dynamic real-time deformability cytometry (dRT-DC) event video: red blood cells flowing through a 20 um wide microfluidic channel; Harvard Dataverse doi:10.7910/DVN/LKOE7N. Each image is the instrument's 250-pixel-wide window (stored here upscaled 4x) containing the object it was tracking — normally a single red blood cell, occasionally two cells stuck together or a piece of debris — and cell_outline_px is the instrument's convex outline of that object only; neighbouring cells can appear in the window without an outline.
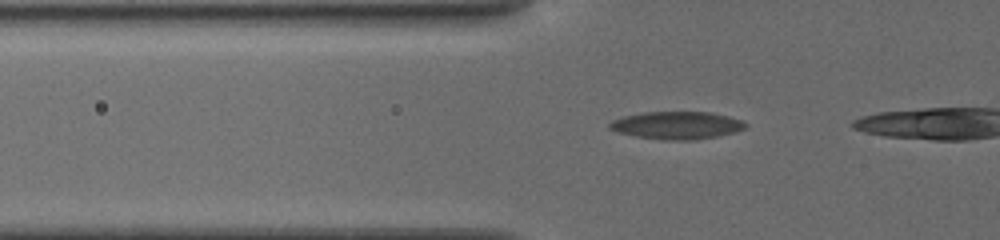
{"species": "common noctule bat (a hibernating species)", "species_latin": "Nyctalus noctula", "temperature_condition": "cold", "stored_images_in_passage": 10, "camera_frame_rate_fps": 3000, "um_per_image_px": 0.085, "animal": {"sex": "female", "body_mass_g": 19.5, "forearm_length_mm": 54.1}, "frame": {"image": 1, "passage_image": 2, "time_ms": 0.333, "image_size_px": [1000, 240], "cell_outline_px": [[748, 124], [744, 128], [732, 132], [716, 136], [692, 140], [664, 140], [636, 136], [620, 132], [608, 128], [608, 124], [612, 120], [624, 116], [644, 112], [712, 112], [728, 116], [740, 120]], "centroid_in_image_um": [57.51, 10.64], "position_along_channel_um": 68.3, "area_um2": 21.62}}
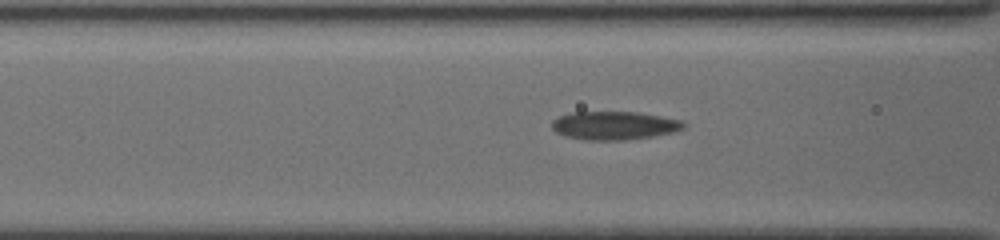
{"frame": {"image": 2, "passage_image": 6, "time_ms": 1.667, "image_size_px": [1000, 240], "cell_outline_px": [[684, 128], [672, 132], [652, 136], [624, 140], [588, 140], [568, 136], [556, 132], [552, 128], [552, 120], [556, 116], [572, 112], [636, 112], [660, 116], [680, 120], [684, 124]], "centroid_in_image_um": [52.16, 10.66], "position_along_channel_um": 114.4, "area_um2": 21.56}}